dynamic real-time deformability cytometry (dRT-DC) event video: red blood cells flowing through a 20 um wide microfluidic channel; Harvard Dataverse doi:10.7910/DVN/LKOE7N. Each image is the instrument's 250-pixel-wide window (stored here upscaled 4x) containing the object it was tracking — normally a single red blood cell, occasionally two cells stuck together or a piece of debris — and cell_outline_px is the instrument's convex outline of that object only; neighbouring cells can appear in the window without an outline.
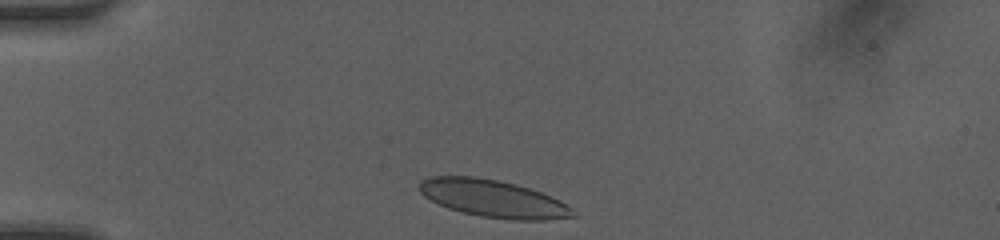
{"species": "human", "species_latin": "Homo sapiens", "temperature_condition": "room temperature", "stored_images_in_passage": 14, "camera_frame_rate_fps": 3000, "um_per_image_px": 0.085, "donor": {"sex": "female"}, "frame": {"image": 1, "passage_image": 1, "time_ms": 0.0, "image_size_px": [1000, 240], "cell_outline_px": [[580, 216], [548, 220], [512, 220], [480, 216], [448, 208], [424, 196], [420, 192], [420, 180], [432, 176], [476, 176], [516, 184], [540, 192], [560, 200], [572, 208]], "centroid_in_image_um": [41.96, 16.89], "position_along_channel_um": 43.0, "area_um2": 33.41}}
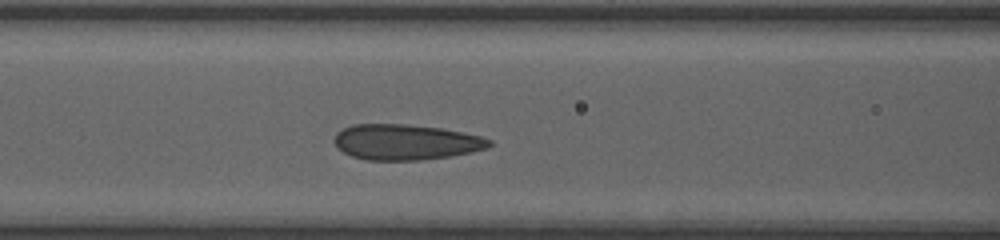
{"frame": {"image": 2, "passage_image": 8, "time_ms": 2.333, "image_size_px": [1000, 240], "cell_outline_px": [[492, 144], [488, 148], [472, 152], [448, 156], [420, 160], [368, 160], [352, 156], [336, 148], [332, 140], [336, 132], [352, 124], [408, 124], [440, 128], [480, 136], [492, 140]], "centroid_in_image_um": [34.45, 12.07], "position_along_channel_um": 132.2, "area_um2": 32.19}}
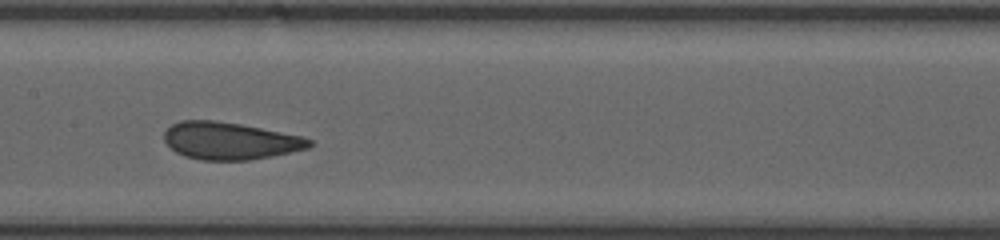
{"frame": {"image": 3, "passage_image": 12, "time_ms": 3.667, "image_size_px": [1000, 240], "cell_outline_px": [[312, 144], [308, 148], [272, 156], [248, 160], [200, 160], [184, 156], [176, 152], [164, 140], [164, 132], [172, 124], [180, 120], [212, 120], [240, 124], [304, 136], [312, 140]], "centroid_in_image_um": [19.54, 11.97], "position_along_channel_um": 187.9, "area_um2": 31.5}}